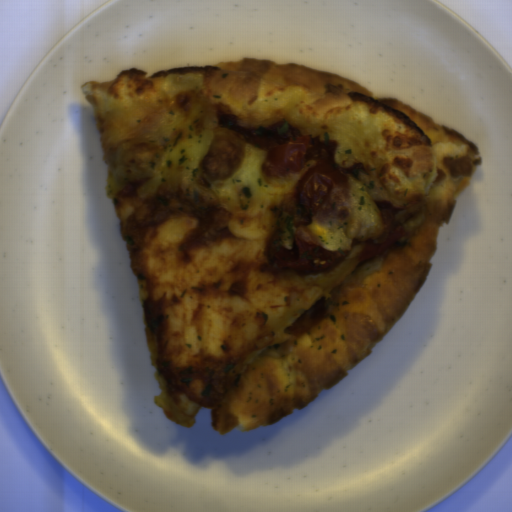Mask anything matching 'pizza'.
Wrapping results in <instances>:
<instances>
[{
    "label": "pizza",
    "mask_w": 512,
    "mask_h": 512,
    "mask_svg": "<svg viewBox=\"0 0 512 512\" xmlns=\"http://www.w3.org/2000/svg\"><path fill=\"white\" fill-rule=\"evenodd\" d=\"M177 72L202 75L217 110L202 163L212 181L231 178L254 144L246 132L279 121L333 140L349 179L346 217L314 221L327 230L315 236L323 248L345 256L317 273L272 263L275 232L252 218L165 196H112L160 389L154 402L183 426L202 406L217 434L245 433L307 407L394 326L425 283L441 229L482 157L436 119L336 72L250 58L88 79L80 89L102 151L106 113L153 98ZM383 207L408 234L359 262L381 233ZM324 296L329 314L319 327L285 331Z\"/></svg>",
    "instance_id": "dd6c1bee"
},
{
    "label": "pizza",
    "mask_w": 512,
    "mask_h": 512,
    "mask_svg": "<svg viewBox=\"0 0 512 512\" xmlns=\"http://www.w3.org/2000/svg\"><path fill=\"white\" fill-rule=\"evenodd\" d=\"M314 160H309L308 162H306L297 172L299 173V176H300V179H301V183L303 182V180L305 179L306 175L308 174V172L310 171V169L312 168L313 164H314Z\"/></svg>",
    "instance_id": "d2c48207"
}]
</instances>
